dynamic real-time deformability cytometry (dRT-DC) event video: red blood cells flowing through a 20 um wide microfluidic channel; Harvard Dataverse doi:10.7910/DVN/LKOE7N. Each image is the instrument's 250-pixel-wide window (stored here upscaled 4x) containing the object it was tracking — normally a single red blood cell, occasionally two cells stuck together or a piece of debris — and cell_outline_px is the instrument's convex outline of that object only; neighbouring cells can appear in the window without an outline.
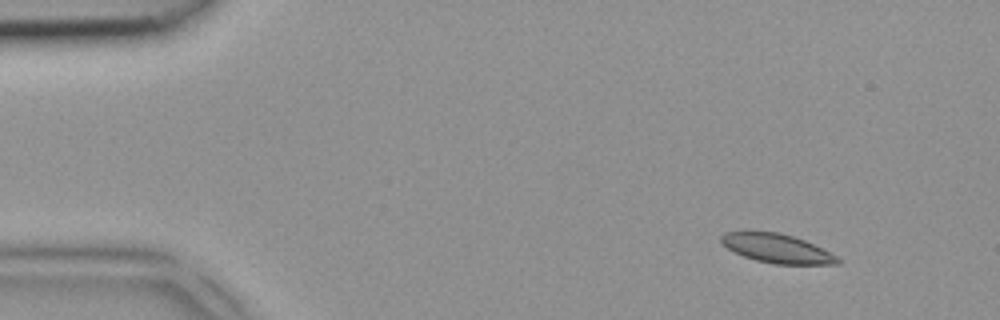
{"species": "common noctule bat (a hibernating species)", "species_latin": "Nyctalus noctula", "temperature_condition": "room temperature", "stored_images_in_passage": 6, "camera_frame_rate_fps": 3000, "um_per_image_px": 0.085, "animal": {"sex": "female", "body_mass_g": 18.4}, "frame": {"image": 1, "passage_image": 2, "time_ms": 0.333, "image_size_px": [1000, 320], "cell_outline_px": [[840, 264], [772, 264], [756, 260], [744, 256], [728, 248], [720, 240], [720, 236], [724, 232], [744, 228], [780, 232], [804, 240], [836, 256], [840, 260]], "centroid_in_image_um": [65.93, 21.06], "position_along_channel_um": 19.1, "area_um2": 20.06}}
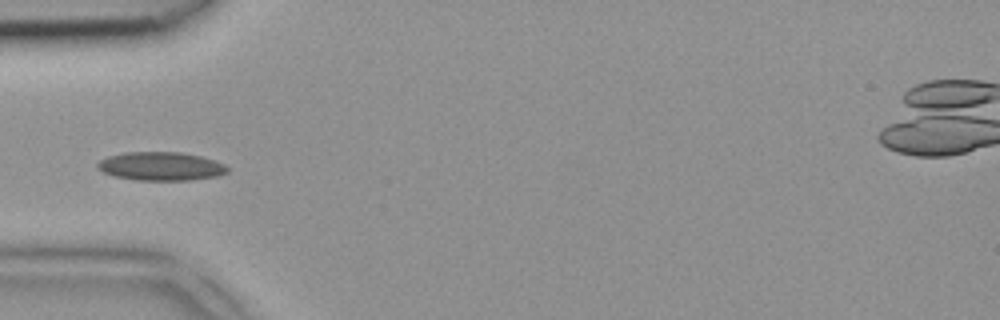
{"frame": {"image": 2, "passage_image": 5, "time_ms": 1.333, "image_size_px": [1000, 320], "cell_outline_px": [[228, 172], [216, 176], [192, 180], [136, 180], [116, 176], [104, 172], [96, 168], [96, 164], [100, 160], [108, 156], [124, 152], [180, 152], [200, 156], [224, 164], [228, 168]], "centroid_in_image_um": [13.65, 14.13], "position_along_channel_um": 71.3, "area_um2": 21.5}}